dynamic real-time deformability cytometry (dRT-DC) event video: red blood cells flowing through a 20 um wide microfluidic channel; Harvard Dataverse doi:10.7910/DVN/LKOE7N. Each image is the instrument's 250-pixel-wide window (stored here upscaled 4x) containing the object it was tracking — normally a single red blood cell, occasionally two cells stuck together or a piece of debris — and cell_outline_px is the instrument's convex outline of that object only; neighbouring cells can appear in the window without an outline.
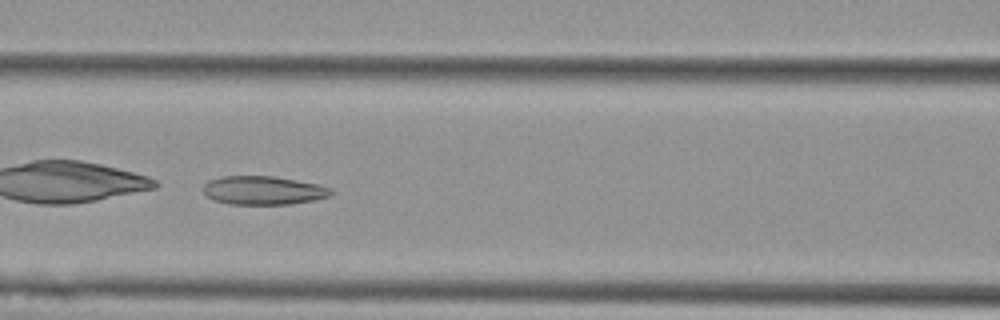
{"species": "Egyptian fruit bat (a non-hibernating species)", "species_latin": "Rousettus aegyptiacus", "temperature_condition": "cold", "stored_images_in_passage": 51, "camera_frame_rate_fps": 3000, "um_per_image_px": 0.085, "animal": {"sex": "female"}, "frame": {"image": 1, "passage_image": 22, "time_ms": 7.0, "image_size_px": [1000, 320], "cell_outline_px": [[332, 196], [316, 200], [292, 204], [228, 204], [216, 200], [208, 196], [200, 188], [208, 180], [220, 176], [272, 176], [296, 180], [316, 184], [332, 188]], "centroid_in_image_um": [22.38, 16.18], "position_along_channel_um": 144.2, "area_um2": 21.44}}